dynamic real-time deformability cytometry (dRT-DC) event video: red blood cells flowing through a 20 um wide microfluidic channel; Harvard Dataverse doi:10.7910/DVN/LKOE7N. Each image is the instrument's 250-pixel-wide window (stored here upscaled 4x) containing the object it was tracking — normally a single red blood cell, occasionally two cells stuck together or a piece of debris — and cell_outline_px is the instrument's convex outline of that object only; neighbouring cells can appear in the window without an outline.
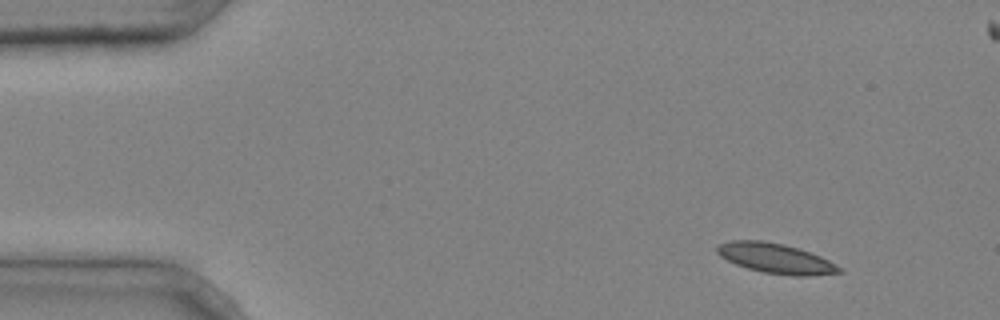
{"species": "common noctule bat (a hibernating species)", "species_latin": "Nyctalus noctula", "temperature_condition": "cold", "stored_images_in_passage": 4, "camera_frame_rate_fps": 3000, "um_per_image_px": 0.085, "animal": {"sex": "male", "body_mass_g": 20.4}, "frame": {"image": 1, "passage_image": 1, "time_ms": 0.0, "image_size_px": [1000, 320], "cell_outline_px": [[844, 272], [808, 276], [792, 276], [764, 272], [748, 268], [736, 264], [720, 256], [716, 252], [716, 244], [732, 240], [760, 240], [784, 244], [820, 256], [828, 260], [840, 268]], "centroid_in_image_um": [65.89, 21.96], "position_along_channel_um": 19.1, "area_um2": 21.15}}
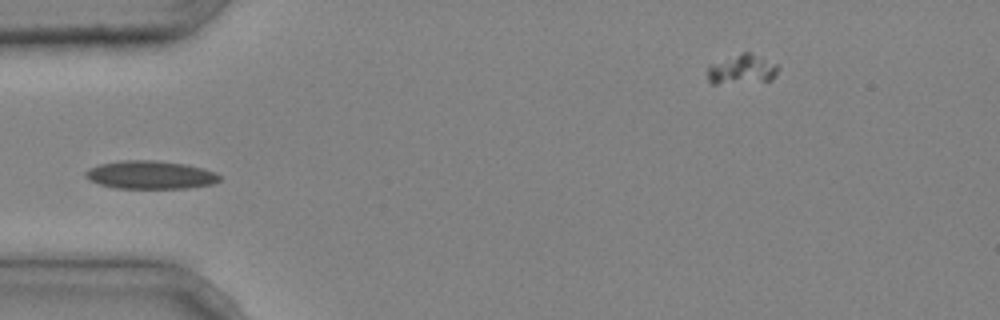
{"frame": {"image": 2, "passage_image": 4, "time_ms": 1.0, "image_size_px": [1000, 320], "cell_outline_px": [[220, 180], [212, 184], [188, 188], [116, 188], [100, 184], [84, 176], [84, 172], [88, 168], [100, 164], [120, 160], [156, 160], [188, 164], [204, 168], [216, 172], [220, 176]], "centroid_in_image_um": [12.8, 14.85], "position_along_channel_um": 72.2, "area_um2": 22.14}}